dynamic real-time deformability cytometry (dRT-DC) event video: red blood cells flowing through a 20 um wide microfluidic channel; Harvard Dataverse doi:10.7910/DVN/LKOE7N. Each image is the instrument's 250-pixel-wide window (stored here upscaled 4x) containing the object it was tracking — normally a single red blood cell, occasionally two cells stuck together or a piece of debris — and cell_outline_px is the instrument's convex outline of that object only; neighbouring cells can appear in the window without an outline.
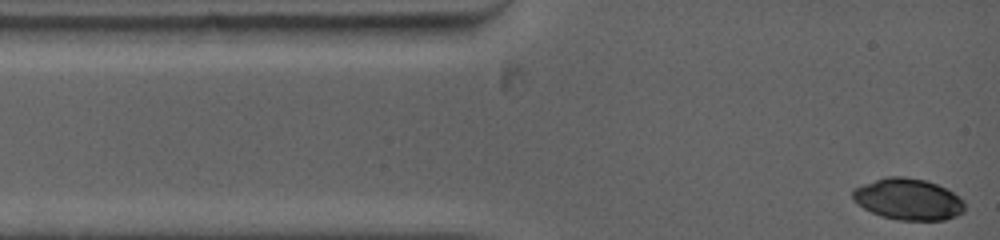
{"species": "common noctule bat (a hibernating species)", "species_latin": "Nyctalus noctula", "temperature_condition": "warm", "stored_images_in_passage": 11, "camera_frame_rate_fps": 5000, "um_per_image_px": 0.085, "animal": {"sex": "female", "body_mass_g": 19.0, "forearm_length_mm": 53.3}, "frame": {"image": 1, "passage_image": 1, "time_ms": 0.0, "image_size_px": [1000, 240], "cell_outline_px": [[964, 212], [956, 216], [944, 220], [900, 220], [880, 216], [864, 208], [852, 200], [852, 188], [888, 176], [904, 176], [924, 180], [936, 184], [960, 196], [964, 200]], "centroid_in_image_um": [77.19, 16.94], "position_along_channel_um": 7.8, "area_um2": 27.05}}
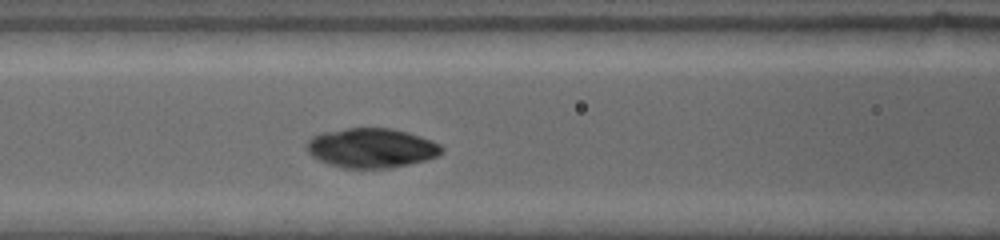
{"frame": {"image": 2, "passage_image": 7, "time_ms": 4.4, "image_size_px": [1000, 240], "cell_outline_px": [[444, 152], [436, 156], [424, 160], [408, 164], [388, 168], [344, 168], [328, 164], [312, 156], [308, 152], [304, 144], [312, 136], [320, 132], [348, 128], [392, 128], [408, 132], [432, 140], [440, 144], [444, 148]], "centroid_in_image_um": [31.55, 12.57], "position_along_channel_um": 135.1, "area_um2": 31.27}}
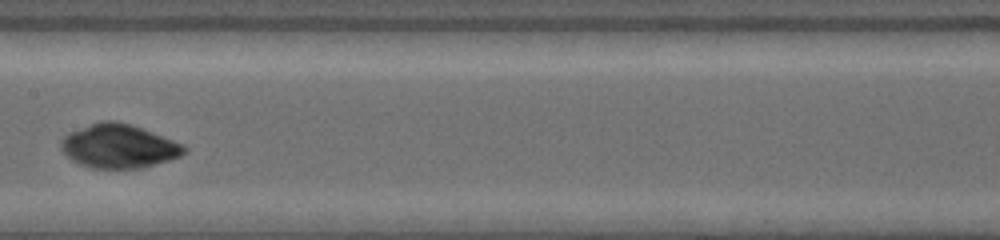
{"frame": {"image": 3, "passage_image": 10, "time_ms": 6.0, "image_size_px": [1000, 240], "cell_outline_px": [[188, 152], [180, 156], [144, 168], [92, 168], [80, 164], [72, 160], [60, 148], [60, 140], [68, 132], [100, 120], [116, 120], [152, 132], [184, 144], [188, 148]], "centroid_in_image_um": [10.09, 12.42], "position_along_channel_um": 197.3, "area_um2": 31.5}}